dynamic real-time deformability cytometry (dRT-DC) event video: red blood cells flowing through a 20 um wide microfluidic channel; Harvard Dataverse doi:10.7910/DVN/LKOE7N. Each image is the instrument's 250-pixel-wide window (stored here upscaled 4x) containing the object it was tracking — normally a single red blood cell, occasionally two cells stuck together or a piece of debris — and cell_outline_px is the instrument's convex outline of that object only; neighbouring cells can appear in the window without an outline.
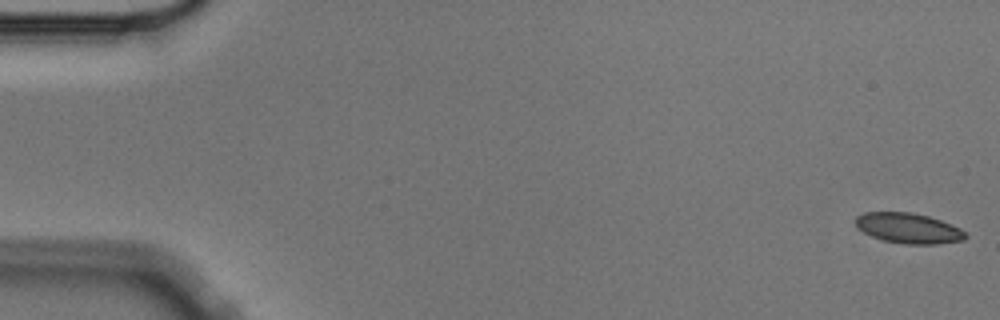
{"species": "Egyptian fruit bat (a non-hibernating species)", "species_latin": "Rousettus aegyptiacus", "temperature_condition": "cold", "stored_images_in_passage": 6, "camera_frame_rate_fps": 3000, "um_per_image_px": 0.085, "animal": {"sex": "male"}, "frame": {"image": 1, "passage_image": 1, "time_ms": 0.0, "image_size_px": [1000, 320], "cell_outline_px": [[968, 236], [964, 240], [936, 244], [904, 244], [884, 240], [872, 236], [856, 228], [856, 216], [864, 212], [912, 212], [928, 216], [940, 220], [960, 228]], "centroid_in_image_um": [77.21, 19.39], "position_along_channel_um": 7.8, "area_um2": 19.36}}
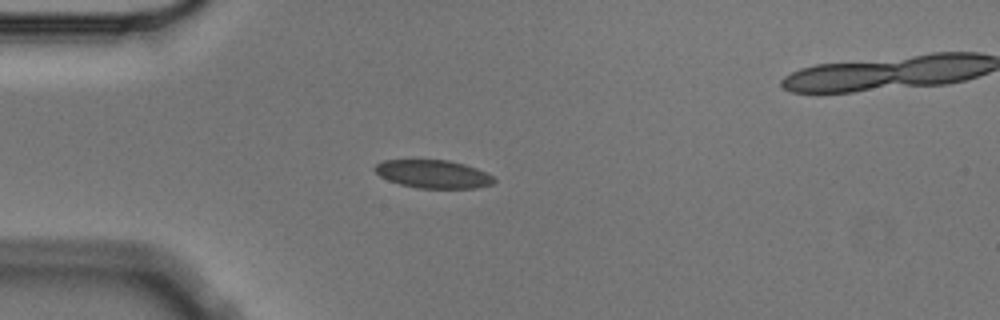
{"frame": {"image": 2, "passage_image": 5, "time_ms": 1.333, "image_size_px": [1000, 320], "cell_outline_px": [[496, 180], [492, 184], [476, 188], [416, 188], [400, 184], [388, 180], [380, 176], [372, 168], [376, 164], [384, 160], [448, 160], [464, 164], [476, 168], [492, 176]], "centroid_in_image_um": [36.8, 14.8], "position_along_channel_um": 48.2, "area_um2": 19.48}}